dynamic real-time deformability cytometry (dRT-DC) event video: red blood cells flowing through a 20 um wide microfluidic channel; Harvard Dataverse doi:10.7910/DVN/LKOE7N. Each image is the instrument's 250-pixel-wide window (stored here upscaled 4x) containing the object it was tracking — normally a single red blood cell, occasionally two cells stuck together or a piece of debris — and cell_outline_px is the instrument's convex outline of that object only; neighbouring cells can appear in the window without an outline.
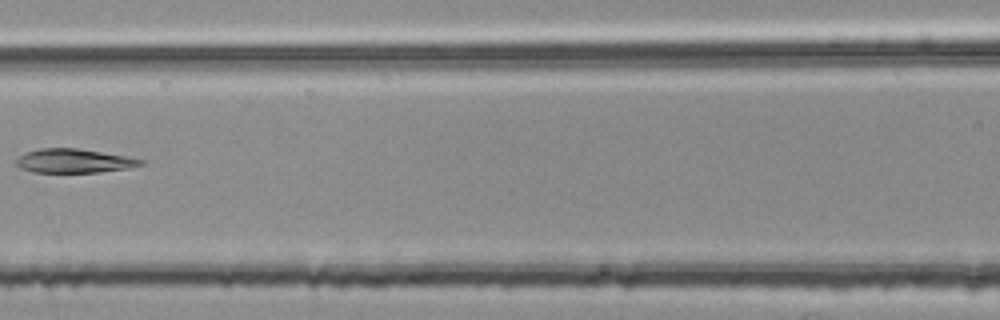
{"species": "common noctule bat (a hibernating species)", "species_latin": "Nyctalus noctula", "temperature_condition": "room temperature", "stored_images_in_passage": 5, "segment_of_instrument_passage": [2, 2], "camera_frame_rate_fps": 3000, "um_per_image_px": 0.085, "animal": {"sex": "female", "body_mass_g": 25.1}, "frame": {"image": 1, "passage_image": 5, "time_ms": 1.333, "image_size_px": [1000, 320], "cell_outline_px": [[144, 164], [132, 168], [100, 172], [32, 172], [20, 168], [16, 164], [16, 160], [20, 156], [28, 152], [40, 148], [76, 148], [128, 156], [144, 160]], "centroid_in_image_um": [6.34, 13.68], "position_along_channel_um": 160.3, "area_um2": 17.4}}